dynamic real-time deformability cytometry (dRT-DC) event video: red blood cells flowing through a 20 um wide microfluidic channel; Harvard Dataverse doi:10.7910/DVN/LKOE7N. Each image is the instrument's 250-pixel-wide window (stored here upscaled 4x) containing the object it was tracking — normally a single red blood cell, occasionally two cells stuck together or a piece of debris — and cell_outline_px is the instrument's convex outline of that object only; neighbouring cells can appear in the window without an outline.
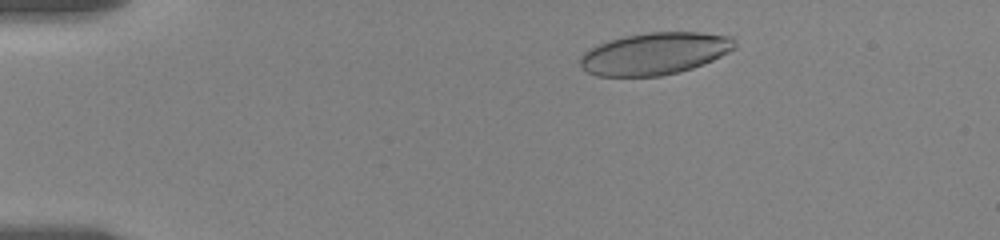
{"species": "human", "species_latin": "Homo sapiens", "temperature_condition": "room temperature", "stored_images_in_passage": 54, "camera_frame_rate_fps": 3000, "um_per_image_px": 0.085, "donor": {"sex": "female"}, "frame": {"image": 1, "passage_image": 7, "time_ms": 2.0, "image_size_px": [1000, 240], "cell_outline_px": [[736, 48], [704, 64], [680, 72], [660, 76], [596, 76], [580, 68], [580, 56], [588, 48], [608, 40], [624, 36], [648, 32], [700, 32], [732, 36], [736, 40]], "centroid_in_image_um": [55.64, 4.55], "position_along_channel_um": 29.4, "area_um2": 38.26}}
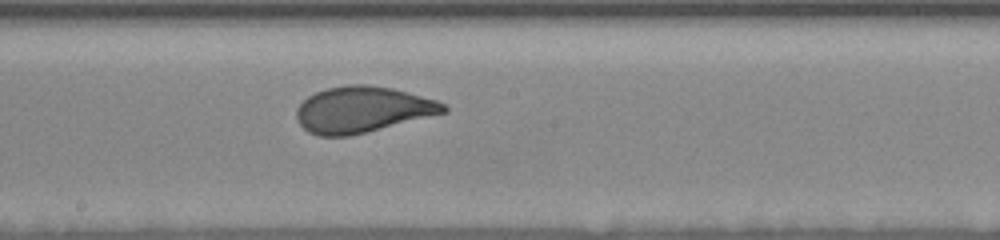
{"frame": {"image": 2, "passage_image": 29, "time_ms": 9.333, "image_size_px": [1000, 240], "cell_outline_px": [[448, 112], [348, 136], [320, 136], [308, 132], [296, 120], [296, 108], [308, 96], [316, 92], [328, 88], [348, 84], [368, 84], [392, 88], [408, 92], [436, 100], [444, 104], [448, 108]], "centroid_in_image_um": [30.79, 9.3], "position_along_channel_um": 217.4, "area_um2": 39.3}}
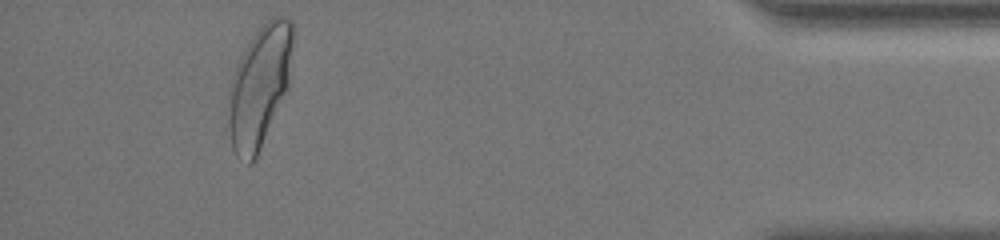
{"frame": {"image": 3, "passage_image": 50, "time_ms": 16.333, "image_size_px": [1000, 240], "cell_outline_px": [[292, 44], [288, 88], [260, 148], [252, 164], [248, 164], [236, 156], [232, 148], [228, 124], [228, 88], [236, 68], [248, 44], [256, 32], [272, 16], [288, 16], [292, 20]], "centroid_in_image_um": [22.05, 7.36], "position_along_channel_um": 413.2, "area_um2": 45.03}, "authors_computed_cell_mechanics": {"area_um2": 39.3618, "velocity_mm_per_s": 3.5219, "shape_relaxation_time_tau1_ms": 4.1478, "shape_relaxation_time_tau2_ms": null, "deformation_change_tau1": 0.1574, "deformation_change_tau2": null}}